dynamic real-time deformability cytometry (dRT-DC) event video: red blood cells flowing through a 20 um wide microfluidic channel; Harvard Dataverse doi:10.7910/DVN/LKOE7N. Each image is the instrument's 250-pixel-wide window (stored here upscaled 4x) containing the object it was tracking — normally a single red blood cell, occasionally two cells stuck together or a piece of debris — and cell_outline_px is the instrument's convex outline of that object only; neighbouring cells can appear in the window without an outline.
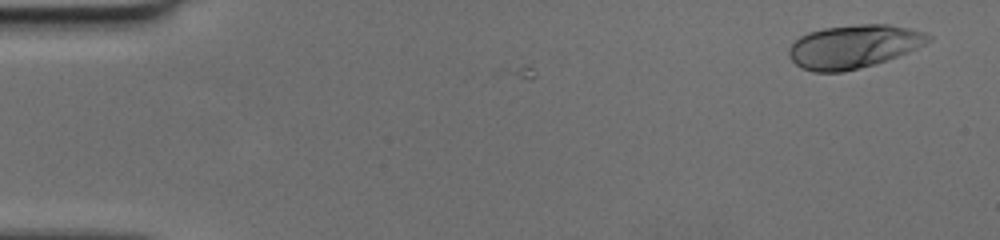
{"species": "human", "species_latin": "Homo sapiens", "temperature_condition": "cold", "stored_images_in_passage": 11, "camera_frame_rate_fps": 3000, "um_per_image_px": 0.085, "donor": {"sex": "female"}, "frame": {"image": 1, "passage_image": 1, "time_ms": 0.0, "image_size_px": [1000, 240], "cell_outline_px": [[932, 40], [916, 48], [896, 56], [872, 64], [844, 72], [812, 72], [796, 64], [792, 60], [788, 52], [788, 48], [800, 36], [808, 32], [824, 28], [860, 24], [888, 24], [908, 28], [924, 32], [932, 36]], "centroid_in_image_um": [72.54, 3.94], "position_along_channel_um": 12.5, "area_um2": 34.8}}